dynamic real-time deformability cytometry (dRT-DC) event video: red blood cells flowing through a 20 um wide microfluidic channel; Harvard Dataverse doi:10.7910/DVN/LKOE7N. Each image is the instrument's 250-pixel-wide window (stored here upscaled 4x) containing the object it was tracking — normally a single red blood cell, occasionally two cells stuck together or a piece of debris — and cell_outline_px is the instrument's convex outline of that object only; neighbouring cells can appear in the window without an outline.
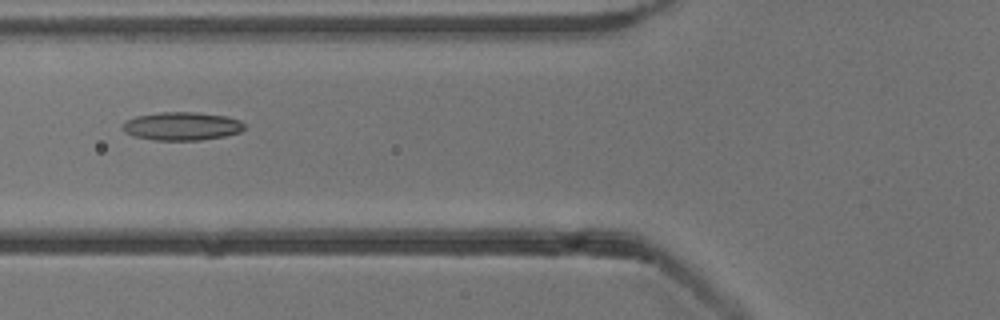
{"species": "common noctule bat (a hibernating species)", "species_latin": "Nyctalus noctula", "temperature_condition": "cold", "stored_images_in_passage": 6, "camera_frame_rate_fps": 3000, "um_per_image_px": 0.085, "animal": {"sex": "male", "body_mass_g": 13.3}, "frame": {"image": 1, "passage_image": 6, "time_ms": 6.667, "image_size_px": [1000, 320], "cell_outline_px": [[244, 128], [240, 132], [224, 136], [200, 140], [152, 140], [132, 136], [124, 132], [120, 128], [128, 120], [136, 116], [160, 112], [196, 112], [228, 116], [240, 120], [244, 124]], "centroid_in_image_um": [15.45, 10.72], "position_along_channel_um": 110.4, "area_um2": 20.17}}